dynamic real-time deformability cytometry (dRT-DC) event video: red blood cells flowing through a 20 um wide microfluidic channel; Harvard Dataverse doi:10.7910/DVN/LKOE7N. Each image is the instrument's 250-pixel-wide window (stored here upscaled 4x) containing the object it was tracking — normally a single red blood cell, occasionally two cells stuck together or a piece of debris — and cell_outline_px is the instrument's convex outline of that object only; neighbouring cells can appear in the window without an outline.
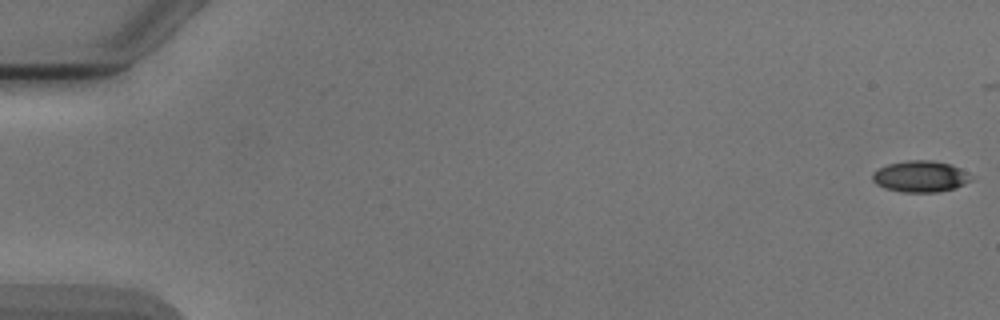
{"species": "Egyptian fruit bat (a non-hibernating species)", "species_latin": "Rousettus aegyptiacus", "temperature_condition": "cold", "stored_images_in_passage": 7, "camera_frame_rate_fps": 3000, "um_per_image_px": 0.085, "animal": {"sex": "male"}, "frame": {"image": 1, "passage_image": 1, "time_ms": 0.0, "image_size_px": [1000, 320], "cell_outline_px": [[976, 176], [972, 180], [956, 188], [936, 192], [904, 192], [884, 188], [876, 184], [872, 180], [872, 172], [876, 168], [888, 164], [908, 160], [932, 160], [952, 164]], "centroid_in_image_um": [78.26, 14.99], "position_along_channel_um": 6.7, "area_um2": 18.38}}
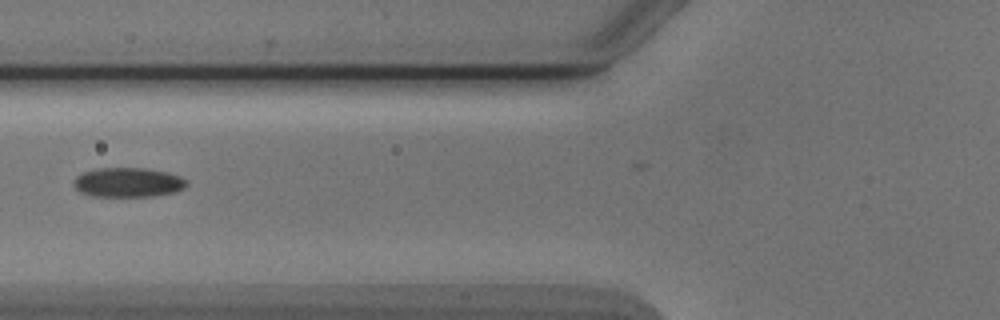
{"frame": {"image": 2, "passage_image": 6, "time_ms": 7.0, "image_size_px": [1000, 320], "cell_outline_px": [[188, 184], [184, 188], [176, 192], [152, 196], [92, 196], [80, 192], [72, 184], [76, 176], [84, 172], [100, 168], [144, 168], [164, 172], [180, 176], [188, 180]], "centroid_in_image_um": [10.89, 15.51], "position_along_channel_um": 114.9, "area_um2": 19.36}}
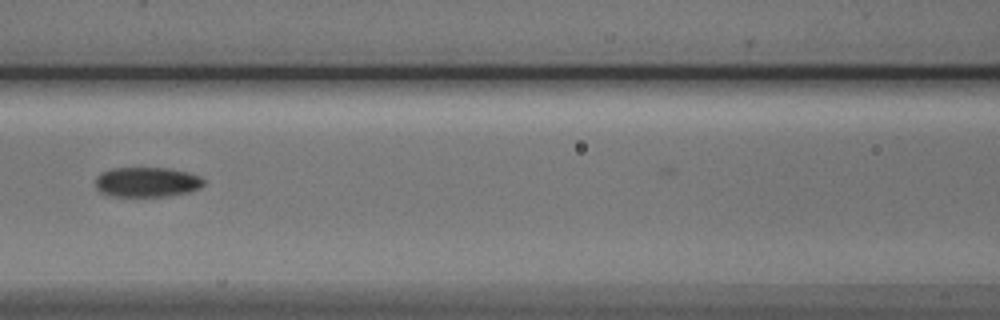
{"frame": {"image": 3, "passage_image": 7, "time_ms": 8.0, "image_size_px": [1000, 320], "cell_outline_px": [[204, 184], [200, 188], [188, 192], [168, 196], [112, 196], [100, 192], [96, 188], [96, 176], [100, 172], [112, 168], [168, 168], [188, 172], [200, 176], [204, 180]], "centroid_in_image_um": [12.48, 15.47], "position_along_channel_um": 154.1, "area_um2": 18.96}}